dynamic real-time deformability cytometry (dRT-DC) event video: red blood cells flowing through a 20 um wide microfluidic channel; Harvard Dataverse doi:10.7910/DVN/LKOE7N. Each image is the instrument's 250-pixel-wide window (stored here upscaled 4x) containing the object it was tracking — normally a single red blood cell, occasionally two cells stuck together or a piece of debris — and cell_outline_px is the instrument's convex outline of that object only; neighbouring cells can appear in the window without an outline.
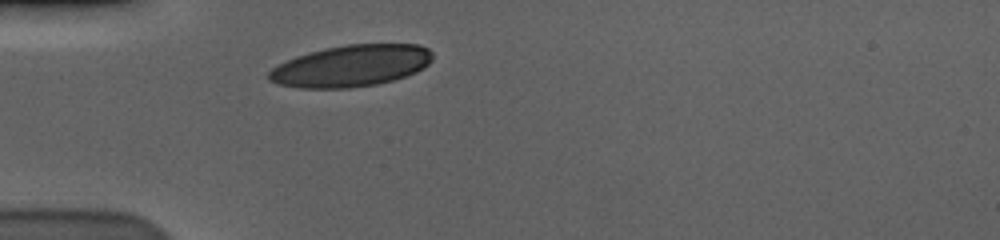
{"species": "human", "species_latin": "Homo sapiens", "temperature_condition": "cold", "stored_images_in_passage": 31, "camera_frame_rate_fps": 3000, "um_per_image_px": 0.085, "donor": {"sex": "male"}, "frame": {"image": 1, "passage_image": 1, "time_ms": 0.0, "image_size_px": [1000, 240], "cell_outline_px": [[432, 60], [424, 68], [416, 72], [392, 80], [376, 84], [348, 88], [296, 88], [280, 84], [268, 80], [268, 72], [272, 68], [296, 56], [324, 48], [348, 44], [420, 44], [428, 48], [432, 52]], "centroid_in_image_um": [29.86, 5.59], "position_along_channel_um": 55.1, "area_um2": 39.65}}
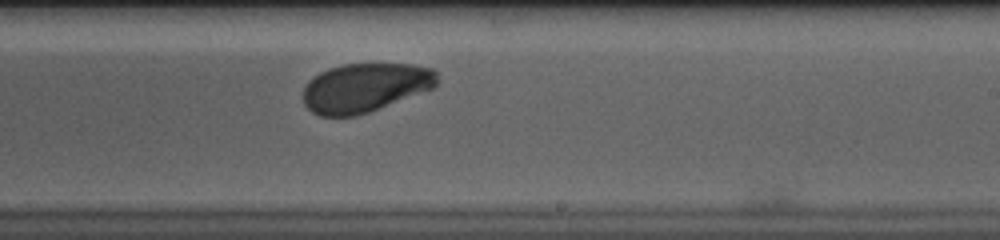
{"frame": {"image": 2, "passage_image": 19, "time_ms": 6.0, "image_size_px": [1000, 240], "cell_outline_px": [[436, 84], [432, 88], [368, 112], [356, 116], [320, 116], [312, 112], [304, 104], [304, 88], [308, 80], [312, 76], [328, 68], [344, 64], [408, 64], [432, 68], [436, 72]], "centroid_in_image_um": [30.97, 7.44], "position_along_channel_um": 258.0, "area_um2": 37.92}}
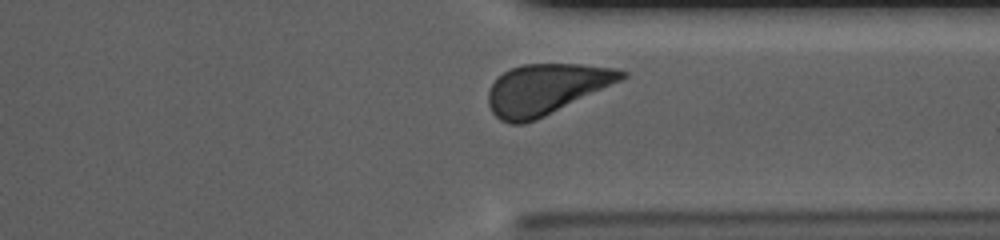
{"frame": {"image": 3, "passage_image": 28, "time_ms": 9.0, "image_size_px": [1000, 240], "cell_outline_px": [[628, 76], [620, 80], [536, 120], [524, 124], [508, 124], [500, 120], [492, 112], [488, 104], [488, 92], [492, 84], [504, 72], [512, 68], [524, 64], [580, 64], [616, 68], [628, 72]], "centroid_in_image_um": [46.38, 7.58], "position_along_channel_um": 365.0, "area_um2": 38.78}, "authors_computed_cell_mechanics": {"area_um2": 39.7086, "velocity_mm_per_s": 3.5566, "shape_relaxation_time_tau1_ms": 3.8386, "shape_relaxation_time_tau2_ms": null, "deformation_change_tau1": 0.1696, "deformation_change_tau2": null}}